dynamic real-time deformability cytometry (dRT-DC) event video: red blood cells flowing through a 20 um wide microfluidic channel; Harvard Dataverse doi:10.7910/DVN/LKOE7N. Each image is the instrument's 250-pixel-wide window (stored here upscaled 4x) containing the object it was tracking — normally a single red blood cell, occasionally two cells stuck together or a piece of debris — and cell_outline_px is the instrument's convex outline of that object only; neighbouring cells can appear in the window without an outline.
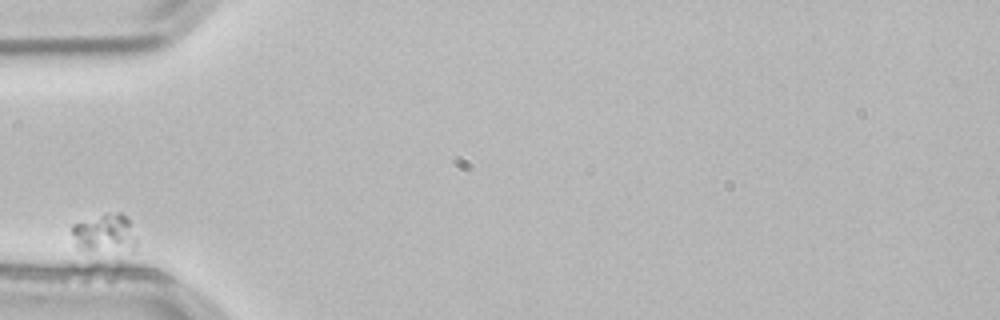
{"species": "common noctule bat (a hibernating species)", "species_latin": "Nyctalus noctula", "temperature_condition": "room temperature", "stored_images_in_passage": 1, "camera_frame_rate_fps": 3000, "um_per_image_px": 0.085, "animal": {"sex": "male", "body_mass_g": 21.5, "forearm_length_mm": 52.0}, "frame": {"image": 1, "passage_image": 1, "time_ms": 0.0, "image_size_px": [1000, 320], "cell_outline_px": [[136, 248], [76, 248], [72, 232], [72, 224], [108, 212], [120, 212], [128, 220], [136, 240]], "centroid_in_image_um": [8.86, 19.74], "position_along_channel_um": 76.1, "area_um2": 13.58}}